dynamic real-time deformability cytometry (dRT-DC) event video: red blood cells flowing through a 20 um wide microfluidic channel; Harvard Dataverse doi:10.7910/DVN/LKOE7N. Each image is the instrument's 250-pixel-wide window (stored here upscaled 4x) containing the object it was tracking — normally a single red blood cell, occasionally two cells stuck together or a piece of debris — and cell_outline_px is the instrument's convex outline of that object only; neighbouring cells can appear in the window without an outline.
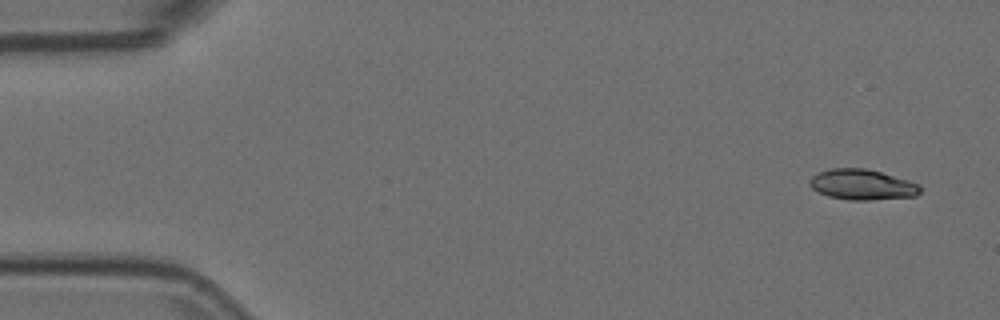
{"species": "Egyptian fruit bat (a non-hibernating species)", "species_latin": "Rousettus aegyptiacus", "temperature_condition": "room temperature", "stored_images_in_passage": 5, "camera_frame_rate_fps": 3000, "um_per_image_px": 0.085, "animal": {"sex": "female"}, "frame": {"image": 1, "passage_image": 1, "time_ms": 0.0, "image_size_px": [1000, 320], "cell_outline_px": [[920, 192], [916, 196], [868, 200], [848, 200], [828, 196], [812, 188], [808, 184], [808, 180], [812, 176], [820, 172], [832, 168], [864, 168], [880, 172], [908, 180], [920, 184]], "centroid_in_image_um": [73.27, 15.69], "position_along_channel_um": 11.7, "area_um2": 19.54}}